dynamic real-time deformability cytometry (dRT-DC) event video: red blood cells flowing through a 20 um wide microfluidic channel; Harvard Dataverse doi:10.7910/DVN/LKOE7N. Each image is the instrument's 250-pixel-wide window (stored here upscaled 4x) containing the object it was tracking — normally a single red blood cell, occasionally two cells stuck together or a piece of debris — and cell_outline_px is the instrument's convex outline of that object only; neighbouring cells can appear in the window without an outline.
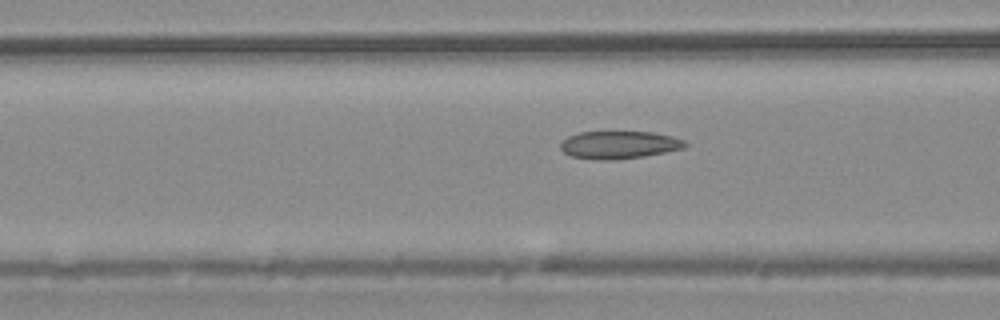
{"species": "common noctule bat (a hibernating species)", "species_latin": "Nyctalus noctula", "temperature_condition": "warm", "stored_images_in_passage": 55, "camera_frame_rate_fps": 3000, "um_per_image_px": 0.085, "animal": {"sex": "male", "body_mass_g": 20.4}, "frame": {"image": 1, "passage_image": 22, "time_ms": 7.0, "image_size_px": [1000, 320], "cell_outline_px": [[688, 144], [684, 148], [644, 156], [616, 160], [596, 160], [572, 156], [564, 152], [560, 148], [560, 144], [568, 136], [580, 132], [652, 132], [672, 136], [684, 140]], "centroid_in_image_um": [52.62, 12.31], "position_along_channel_um": 114.0, "area_um2": 20.06}}
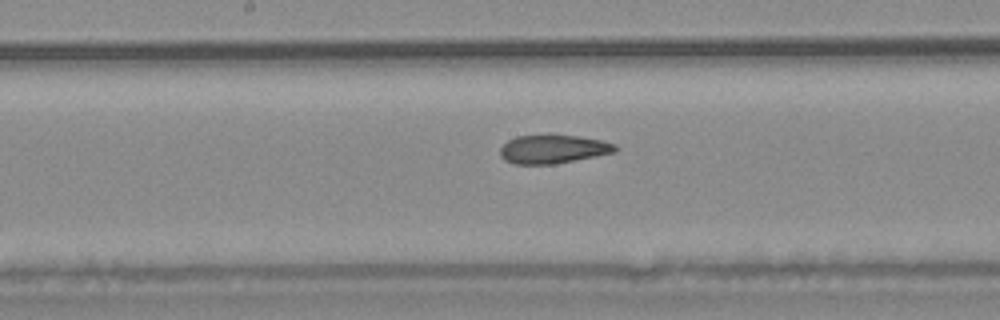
{"frame": {"image": 2, "passage_image": 29, "time_ms": 9.333, "image_size_px": [1000, 320], "cell_outline_px": [[620, 148], [616, 152], [556, 164], [512, 164], [504, 160], [500, 156], [500, 148], [508, 140], [516, 136], [552, 132], [580, 136], [600, 140], [616, 144]], "centroid_in_image_um": [47.01, 12.64], "position_along_channel_um": 201.2, "area_um2": 20.06}}
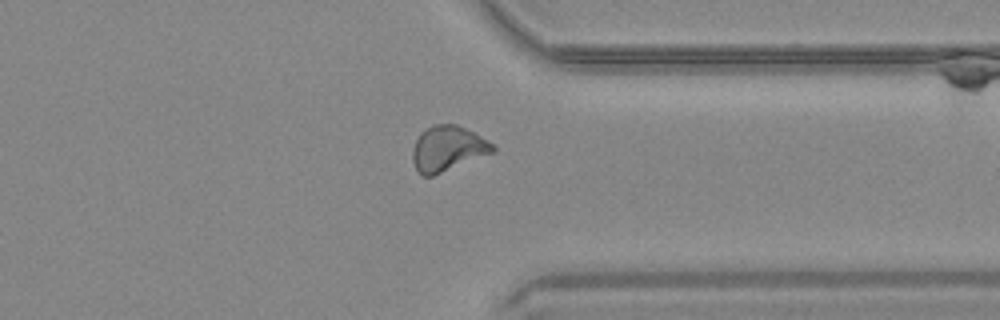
{"frame": {"image": 3, "passage_image": 43, "time_ms": 14.0, "image_size_px": [1000, 320], "cell_outline_px": [[496, 152], [432, 176], [424, 176], [416, 168], [412, 160], [412, 148], [420, 132], [432, 124], [456, 124], [488, 140], [496, 148]], "centroid_in_image_um": [38.05, 12.62], "position_along_channel_um": 373.3, "area_um2": 21.15}, "authors_computed_cell_mechanics": {"area_um2": 20.6924, "velocity_mm_per_s": 3.7352, "shape_relaxation_time_tau1_ms": null, "shape_relaxation_time_tau2_ms": 2.0587, "deformation_change_tau1": null, "deformation_change_tau2": 0.0789}}